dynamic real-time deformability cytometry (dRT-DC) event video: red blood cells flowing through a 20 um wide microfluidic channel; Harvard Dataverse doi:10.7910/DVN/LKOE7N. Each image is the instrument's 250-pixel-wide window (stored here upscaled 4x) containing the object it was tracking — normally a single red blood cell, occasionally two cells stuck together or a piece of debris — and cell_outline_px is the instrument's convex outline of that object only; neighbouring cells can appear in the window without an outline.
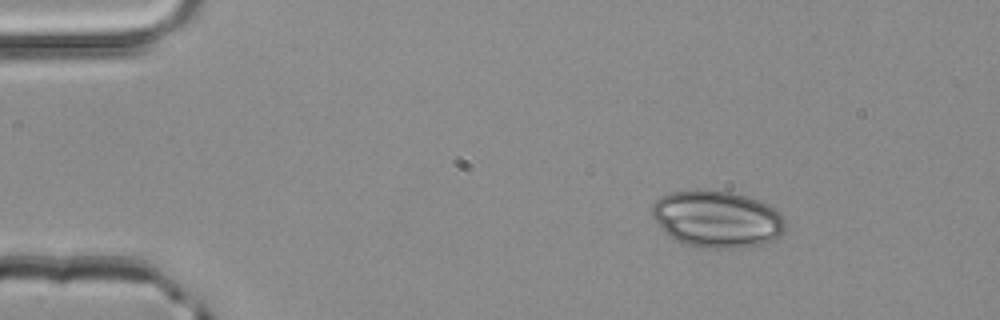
{"species": "common noctule bat (a hibernating species)", "species_latin": "Nyctalus noctula", "temperature_condition": "room temperature", "stored_images_in_passage": 2, "camera_frame_rate_fps": 3000, "um_per_image_px": 0.085, "animal": {"sex": "male", "body_mass_g": 20.4}, "frame": {"image": 1, "passage_image": 1, "time_ms": 0.0, "image_size_px": [1000, 320], "cell_outline_px": [[784, 232], [776, 240], [764, 244], [740, 248], [704, 248], [684, 244], [672, 240], [660, 228], [652, 216], [652, 204], [660, 196], [672, 192], [696, 188], [708, 188], [732, 192], [748, 196], [760, 200], [776, 208], [784, 216]], "centroid_in_image_um": [60.95, 18.61], "position_along_channel_um": 24.0, "area_um2": 45.43}}